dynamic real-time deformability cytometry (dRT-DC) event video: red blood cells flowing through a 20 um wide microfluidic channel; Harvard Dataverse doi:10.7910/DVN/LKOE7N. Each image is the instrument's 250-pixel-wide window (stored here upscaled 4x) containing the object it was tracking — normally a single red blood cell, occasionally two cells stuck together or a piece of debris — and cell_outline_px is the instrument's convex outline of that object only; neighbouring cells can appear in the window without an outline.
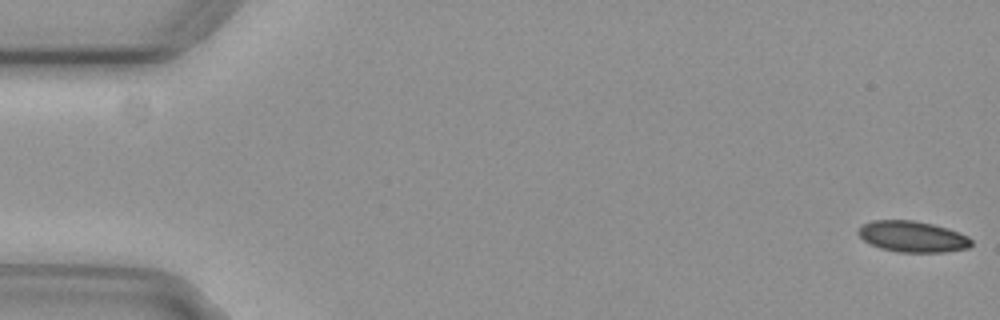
{"species": "common noctule bat (a hibernating species)", "species_latin": "Nyctalus noctula", "temperature_condition": "cold", "stored_images_in_passage": 57, "segment_of_instrument_passage": [1, 2], "camera_frame_rate_fps": 3000, "um_per_image_px": 0.085, "animal": {"sex": "female", "body_mass_g": 29.2, "forearm_length_mm": 56.3}, "frame": {"image": 1, "passage_image": 1, "time_ms": 0.0, "image_size_px": [1000, 320], "cell_outline_px": [[972, 244], [968, 248], [944, 252], [900, 252], [880, 248], [864, 240], [856, 232], [864, 224], [872, 220], [912, 220], [932, 224], [948, 228], [960, 232], [968, 236], [972, 240]], "centroid_in_image_um": [77.59, 20.11], "position_along_channel_um": 7.4, "area_um2": 20.4}}
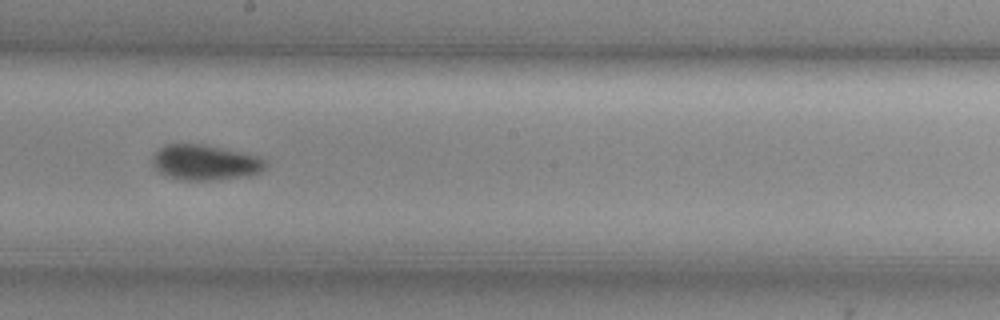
{"frame": {"image": 2, "passage_image": 31, "time_ms": 10.0, "image_size_px": [1000, 320], "cell_outline_px": [[268, 168], [260, 172], [248, 176], [208, 180], [180, 180], [164, 176], [152, 164], [152, 156], [160, 148], [168, 144], [200, 144], [256, 156], [264, 160], [268, 164]], "centroid_in_image_um": [17.41, 13.83], "position_along_channel_um": 230.8, "area_um2": 23.06}}
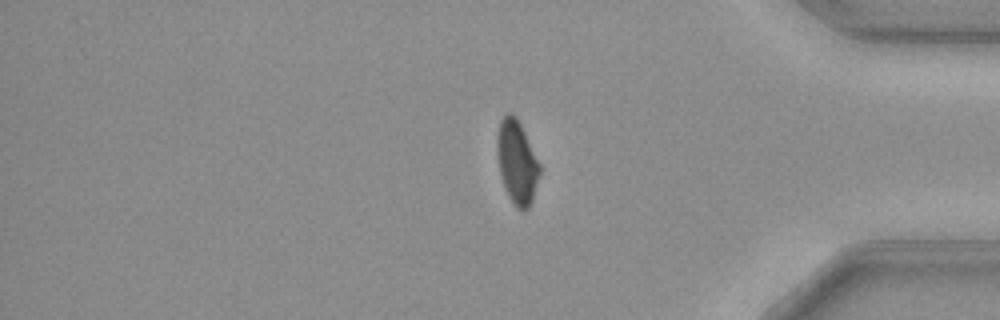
{"frame": {"image": 3, "passage_image": 46, "time_ms": 15.0, "image_size_px": [1000, 320], "cell_outline_px": [[540, 176], [532, 200], [528, 208], [524, 212], [516, 208], [504, 184], [500, 172], [496, 144], [500, 120], [508, 112], [512, 112], [516, 116], [540, 164]], "centroid_in_image_um": [43.95, 13.77], "position_along_channel_um": 391.2, "area_um2": 20.35}}